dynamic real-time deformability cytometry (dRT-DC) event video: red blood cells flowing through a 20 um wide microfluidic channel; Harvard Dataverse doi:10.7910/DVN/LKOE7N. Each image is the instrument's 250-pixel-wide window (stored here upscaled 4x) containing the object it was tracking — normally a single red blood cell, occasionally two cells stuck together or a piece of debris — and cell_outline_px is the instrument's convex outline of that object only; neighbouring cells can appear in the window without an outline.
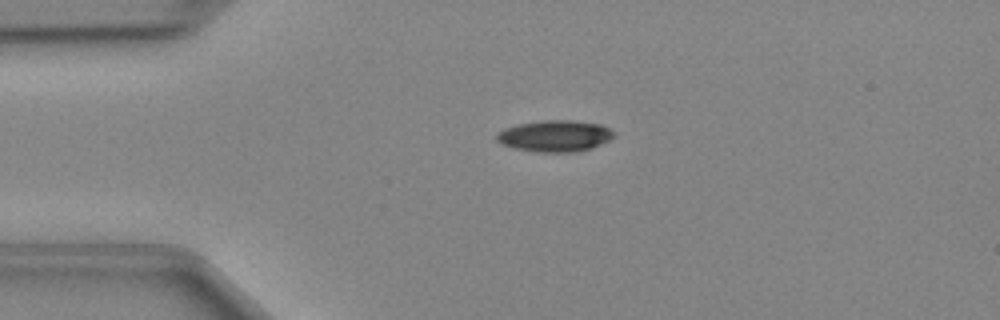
{"species": "Egyptian fruit bat (a non-hibernating species)", "species_latin": "Rousettus aegyptiacus", "temperature_condition": "cold", "stored_images_in_passage": 38, "camera_frame_rate_fps": 3000, "um_per_image_px": 0.085, "animal": {"sex": "female"}, "frame": {"image": 1, "passage_image": 1, "time_ms": 0.0, "image_size_px": [1000, 320], "cell_outline_px": [[616, 136], [592, 148], [576, 152], [540, 152], [512, 148], [500, 144], [496, 140], [496, 132], [504, 128], [520, 124], [544, 120], [572, 120], [600, 124], [608, 128]], "centroid_in_image_um": [47.13, 11.56], "position_along_channel_um": 37.9, "area_um2": 21.5}}
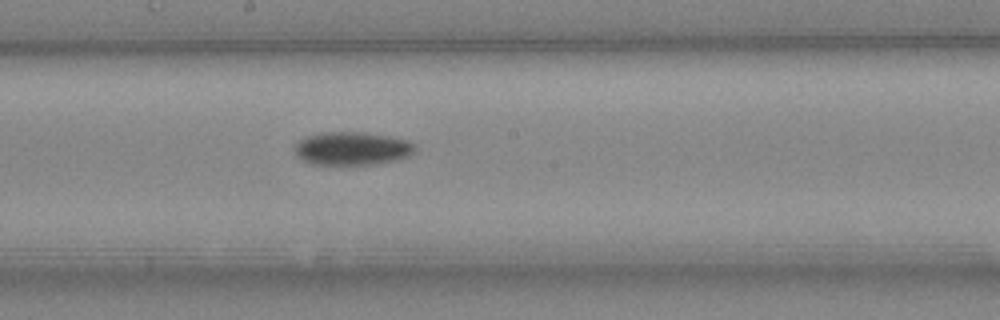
{"frame": {"image": 2, "passage_image": 16, "time_ms": 5.0, "image_size_px": [1000, 320], "cell_outline_px": [[416, 152], [408, 156], [396, 160], [380, 164], [312, 164], [296, 156], [292, 148], [304, 136], [320, 132], [364, 132], [388, 136], [408, 140], [416, 144]], "centroid_in_image_um": [29.93, 12.61], "position_along_channel_um": 218.3, "area_um2": 23.64}}
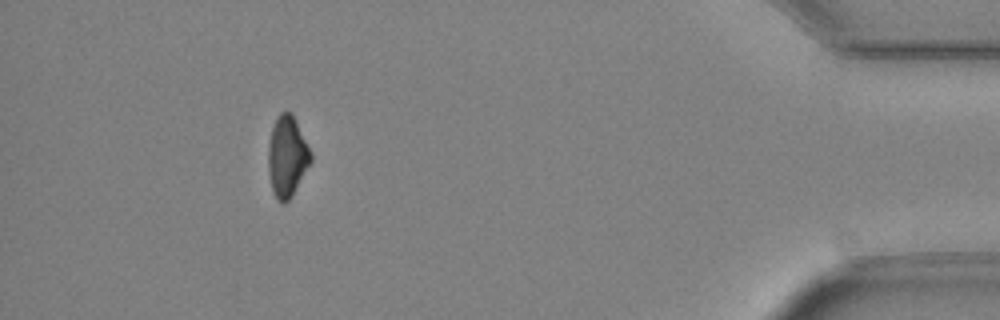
{"frame": {"image": 3, "passage_image": 34, "time_ms": 11.0, "image_size_px": [1000, 320], "cell_outline_px": [[312, 160], [292, 196], [284, 204], [276, 200], [272, 188], [268, 172], [268, 144], [272, 128], [276, 116], [280, 112], [292, 112], [312, 152]], "centroid_in_image_um": [24.4, 13.29], "position_along_channel_um": 410.8, "area_um2": 20.23}}